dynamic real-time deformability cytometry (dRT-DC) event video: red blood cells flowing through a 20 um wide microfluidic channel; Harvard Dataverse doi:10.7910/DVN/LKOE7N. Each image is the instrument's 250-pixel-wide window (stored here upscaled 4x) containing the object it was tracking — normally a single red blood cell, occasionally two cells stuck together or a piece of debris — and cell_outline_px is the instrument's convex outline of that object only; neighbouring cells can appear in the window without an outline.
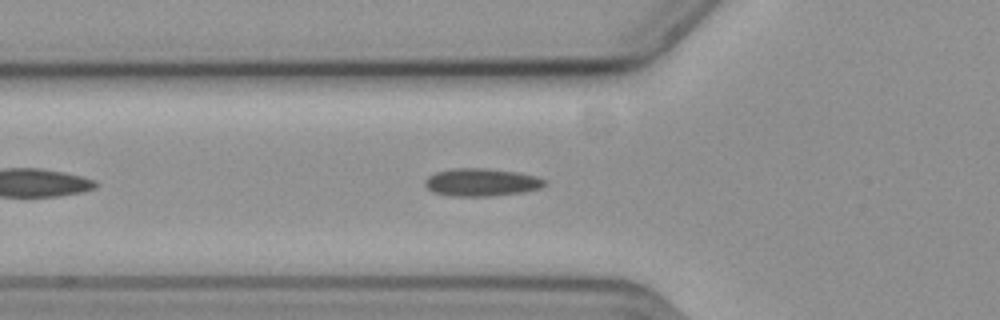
{"species": "common noctule bat (a hibernating species)", "species_latin": "Nyctalus noctula", "temperature_condition": "cold", "stored_images_in_passage": 41, "camera_frame_rate_fps": 3000, "um_per_image_px": 0.085, "animal": {"sex": "female", "body_mass_g": 19.3, "forearm_length_mm": 54.1}, "frame": {"image": 1, "passage_image": 8, "time_ms": 2.333, "image_size_px": [1000, 320], "cell_outline_px": [[548, 184], [540, 188], [524, 192], [492, 196], [452, 196], [432, 192], [424, 184], [424, 180], [428, 176], [436, 172], [452, 168], [484, 168], [516, 172], [536, 176], [544, 180]], "centroid_in_image_um": [40.91, 15.5], "position_along_channel_um": 84.9, "area_um2": 19.42}}
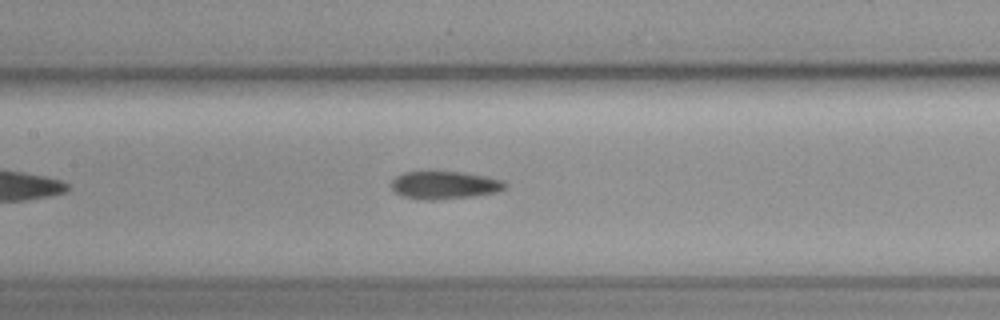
{"frame": {"image": 2, "passage_image": 15, "time_ms": 4.667, "image_size_px": [1000, 320], "cell_outline_px": [[508, 188], [496, 192], [472, 196], [432, 200], [424, 200], [404, 196], [396, 192], [392, 188], [392, 180], [396, 176], [404, 172], [460, 172], [484, 176], [504, 180], [508, 184]], "centroid_in_image_um": [37.83, 15.73], "position_along_channel_um": 169.6, "area_um2": 18.26}}
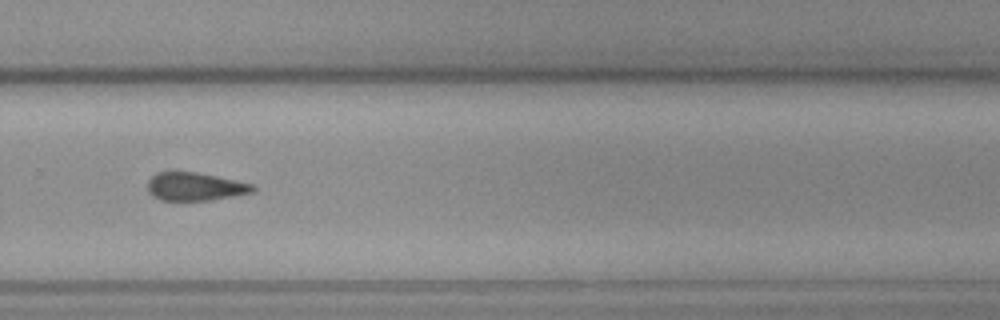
{"frame": {"image": 3, "passage_image": 27, "time_ms": 8.667, "image_size_px": [1000, 320], "cell_outline_px": [[256, 192], [236, 196], [212, 200], [160, 200], [152, 196], [148, 188], [148, 180], [156, 172], [196, 172], [216, 176], [252, 184], [256, 188]], "centroid_in_image_um": [16.61, 15.87], "position_along_channel_um": 313.2, "area_um2": 17.28}}